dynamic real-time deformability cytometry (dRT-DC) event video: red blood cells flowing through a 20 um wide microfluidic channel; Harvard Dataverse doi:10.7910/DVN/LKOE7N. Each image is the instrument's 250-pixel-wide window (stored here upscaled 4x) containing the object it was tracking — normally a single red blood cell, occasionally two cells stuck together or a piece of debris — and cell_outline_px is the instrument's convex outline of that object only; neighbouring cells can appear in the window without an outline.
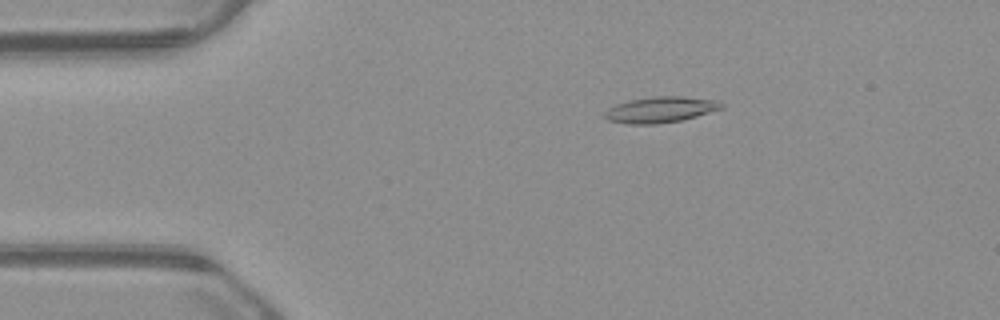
{"species": "common noctule bat (a hibernating species)", "species_latin": "Nyctalus noctula", "temperature_condition": "warm", "stored_images_in_passage": 46, "camera_frame_rate_fps": 3000, "um_per_image_px": 0.085, "animal": {"sex": "male", "body_mass_g": 23.1, "forearm_length_mm": 52.7}, "frame": {"image": 1, "passage_image": 2, "time_ms": 0.333, "image_size_px": [1000, 320], "cell_outline_px": [[724, 108], [696, 116], [680, 120], [656, 124], [628, 124], [608, 120], [604, 116], [604, 112], [608, 108], [616, 104], [628, 100], [652, 96], [684, 96], [720, 100], [724, 104]], "centroid_in_image_um": [56.16, 9.3], "position_along_channel_um": 28.8, "area_um2": 17.8}}
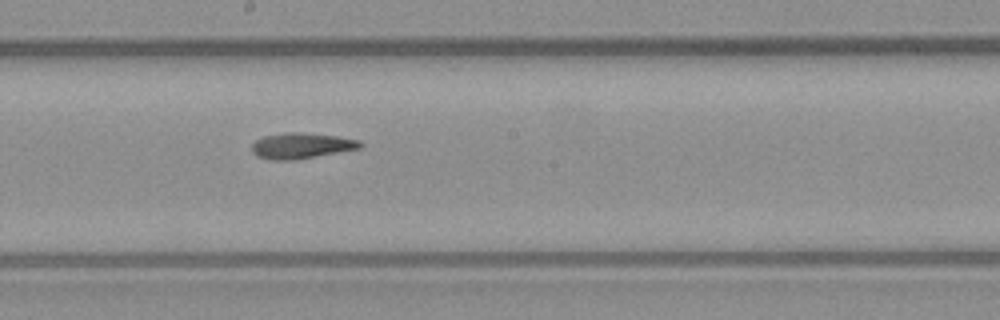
{"frame": {"image": 2, "passage_image": 21, "time_ms": 6.667, "image_size_px": [1000, 320], "cell_outline_px": [[364, 144], [360, 148], [296, 160], [268, 160], [256, 156], [252, 152], [252, 144], [256, 140], [264, 136], [284, 132], [300, 132], [336, 136], [360, 140]], "centroid_in_image_um": [25.59, 12.39], "position_along_channel_um": 222.6, "area_um2": 16.36}}
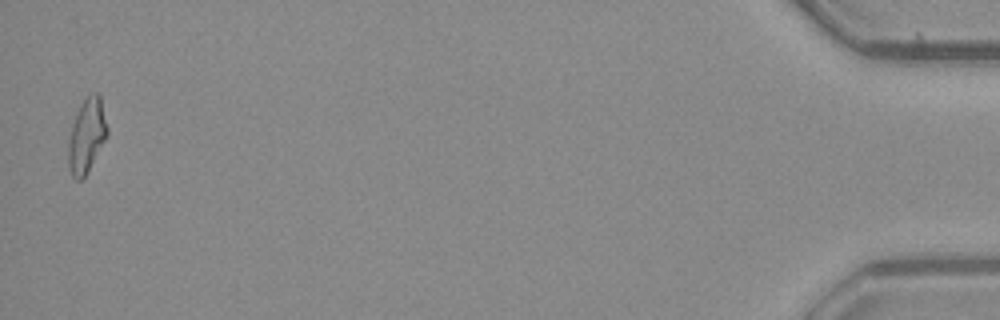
{"frame": {"image": 3, "passage_image": 45, "time_ms": 14.667, "image_size_px": [1000, 320], "cell_outline_px": [[108, 132], [104, 140], [84, 176], [80, 180], [76, 180], [72, 176], [68, 168], [68, 140], [72, 124], [76, 112], [80, 104], [92, 92], [100, 92], [108, 128]], "centroid_in_image_um": [7.35, 11.47], "position_along_channel_um": 427.8, "area_um2": 16.7}, "authors_computed_cell_mechanics": {"area_um2": 16.0973, "velocity_mm_per_s": 3.8533, "shape_relaxation_time_tau1_ms": 8.5526, "shape_relaxation_time_tau2_ms": 6.3708, "deformation_change_tau1": 0.2483, "deformation_change_tau2": 0.2002}}